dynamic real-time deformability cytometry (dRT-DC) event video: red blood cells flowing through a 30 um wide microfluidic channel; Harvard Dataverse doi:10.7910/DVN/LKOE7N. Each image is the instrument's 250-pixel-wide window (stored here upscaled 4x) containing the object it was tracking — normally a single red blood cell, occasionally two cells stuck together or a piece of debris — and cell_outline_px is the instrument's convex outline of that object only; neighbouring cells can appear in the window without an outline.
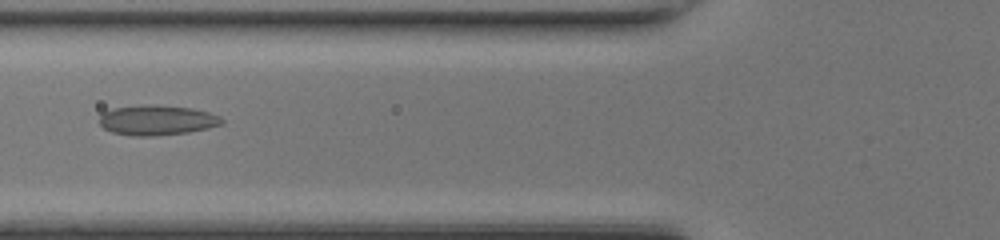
{"species": "common noctule bat (a hibernating species)", "species_latin": "Nyctalus noctula", "temperature_condition": "room temperature", "stored_images_in_passage": 30, "camera_frame_rate_fps": 3000, "um_per_image_px": 0.085, "animal": {"sex": "female", "body_mass_g": 17.0, "forearm_length_mm": 48.0}, "frame": {"image": 1, "passage_image": 6, "time_ms": 1.667, "image_size_px": [1000, 240], "cell_outline_px": [[224, 124], [208, 128], [188, 132], [152, 136], [132, 136], [112, 132], [104, 128], [100, 124], [100, 116], [104, 112], [112, 108], [152, 104], [192, 108], [208, 112], [220, 116], [224, 120]], "centroid_in_image_um": [13.36, 10.21], "position_along_channel_um": 112.4, "area_um2": 21.44}}
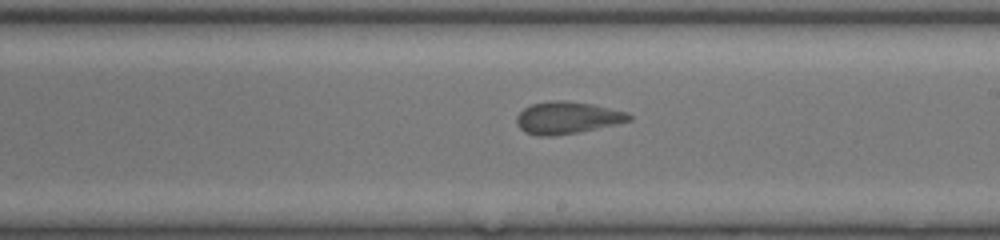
{"frame": {"image": 2, "passage_image": 15, "time_ms": 4.667, "image_size_px": [1000, 240], "cell_outline_px": [[632, 120], [616, 124], [576, 132], [552, 136], [536, 136], [524, 132], [516, 124], [516, 116], [524, 108], [532, 104], [552, 100], [564, 100], [592, 104], [628, 112], [632, 116]], "centroid_in_image_um": [48.19, 10.0], "position_along_channel_um": 240.8, "area_um2": 21.04}}
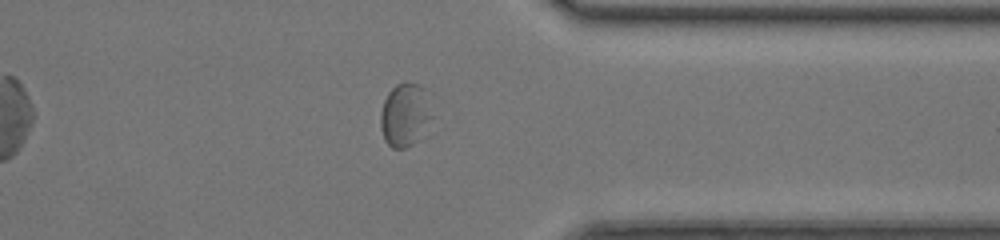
{"frame": {"image": 3, "passage_image": 25, "time_ms": 8.0, "image_size_px": [1000, 240], "cell_outline_px": [[432, 116], [428, 136], [404, 148], [392, 148], [384, 140], [380, 128], [380, 112], [384, 100], [388, 92], [396, 84], [408, 80], [420, 84], [424, 88]], "centroid_in_image_um": [34.45, 9.78], "position_along_channel_um": 377.0, "area_um2": 19.77}}